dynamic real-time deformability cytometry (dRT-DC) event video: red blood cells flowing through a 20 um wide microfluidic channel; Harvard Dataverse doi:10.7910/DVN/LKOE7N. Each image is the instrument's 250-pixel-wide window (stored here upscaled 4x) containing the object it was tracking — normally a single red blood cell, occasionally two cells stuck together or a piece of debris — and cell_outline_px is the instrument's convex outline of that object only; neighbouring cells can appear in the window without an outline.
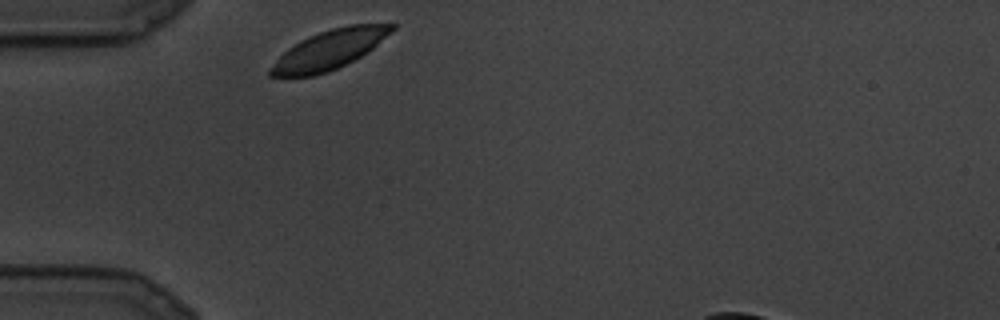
{"species": "common noctule bat (a hibernating species)", "species_latin": "Nyctalus noctula", "temperature_condition": "cold", "stored_images_in_passage": 14, "camera_frame_rate_fps": 3000, "um_per_image_px": 0.085, "animal": {"sex": "male", "body_mass_g": 19.5, "forearm_length_mm": 54.6}, "frame": {"image": 1, "passage_image": 1, "time_ms": 0.0, "image_size_px": [1000, 320], "cell_outline_px": [[396, 28], [392, 32], [368, 52], [336, 68], [312, 76], [268, 76], [268, 68], [288, 48], [300, 40], [308, 36], [332, 28], [348, 24], [396, 24]], "centroid_in_image_um": [27.98, 4.21], "position_along_channel_um": 57.0, "area_um2": 27.4}}
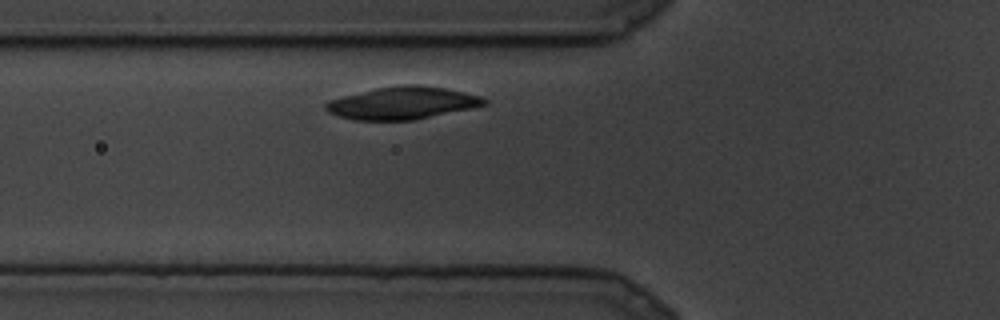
{"frame": {"image": 2, "passage_image": 3, "time_ms": 0.667, "image_size_px": [1000, 320], "cell_outline_px": [[488, 104], [472, 108], [416, 120], [352, 120], [336, 116], [328, 112], [324, 108], [324, 104], [328, 100], [376, 88], [404, 84], [416, 84], [444, 88], [464, 92], [480, 96], [488, 100]], "centroid_in_image_um": [34.19, 8.76], "position_along_channel_um": 91.6, "area_um2": 30.11}}